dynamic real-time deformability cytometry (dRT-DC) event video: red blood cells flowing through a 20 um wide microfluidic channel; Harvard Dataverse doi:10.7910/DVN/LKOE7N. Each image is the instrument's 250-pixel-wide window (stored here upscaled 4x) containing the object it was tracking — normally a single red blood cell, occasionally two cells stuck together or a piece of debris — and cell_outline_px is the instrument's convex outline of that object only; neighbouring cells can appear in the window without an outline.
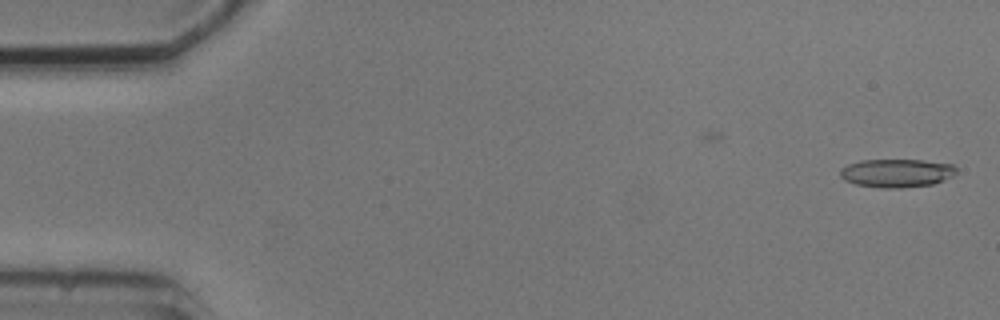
{"species": "common noctule bat (a hibernating species)", "species_latin": "Nyctalus noctula", "temperature_condition": "cold", "stored_images_in_passage": 2, "camera_frame_rate_fps": 3000, "um_per_image_px": 0.085, "animal": {"sex": "male", "body_mass_g": 20.5, "forearm_length_mm": 52.5}, "frame": {"image": 1, "passage_image": 2, "time_ms": 1.333, "image_size_px": [1000, 320], "cell_outline_px": [[956, 172], [952, 176], [932, 184], [900, 188], [880, 188], [856, 184], [844, 180], [840, 176], [840, 168], [848, 164], [860, 160], [924, 160], [952, 164], [956, 168]], "centroid_in_image_um": [76.18, 14.7], "position_along_channel_um": 8.8, "area_um2": 19.19}}